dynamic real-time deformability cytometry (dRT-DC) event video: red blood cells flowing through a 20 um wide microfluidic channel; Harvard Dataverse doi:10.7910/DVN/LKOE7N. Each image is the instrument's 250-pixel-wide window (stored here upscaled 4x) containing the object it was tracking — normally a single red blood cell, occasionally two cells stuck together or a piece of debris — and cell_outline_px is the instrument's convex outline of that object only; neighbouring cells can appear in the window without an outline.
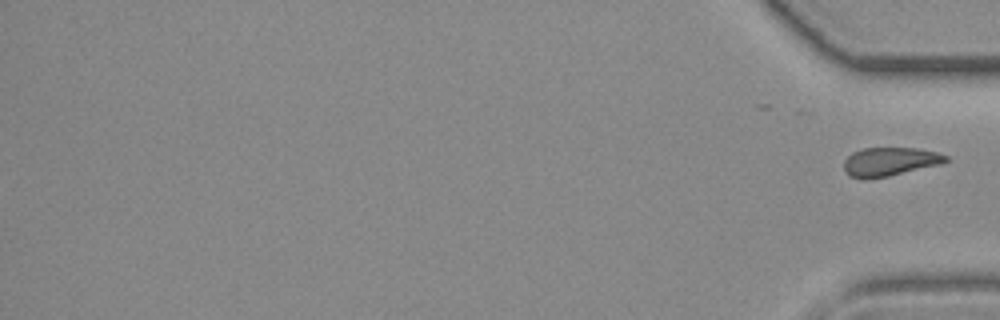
{"species": "common noctule bat (a hibernating species)", "species_latin": "Nyctalus noctula", "temperature_condition": "room temperature", "stored_images_in_passage": 40, "segment_of_instrument_passage": [2, 2], "camera_frame_rate_fps": 3000, "um_per_image_px": 0.085, "animal": {"sex": "female", "body_mass_g": 19.3, "forearm_length_mm": 54.1}, "frame": {"image": 1, "passage_image": 40, "time_ms": 13.0, "image_size_px": [1000, 320], "cell_outline_px": [[948, 160], [940, 164], [888, 176], [868, 180], [864, 180], [848, 176], [844, 172], [844, 160], [852, 152], [864, 148], [920, 148], [936, 152], [948, 156]], "centroid_in_image_um": [75.58, 13.75], "position_along_channel_um": 359.6, "area_um2": 17.17}}